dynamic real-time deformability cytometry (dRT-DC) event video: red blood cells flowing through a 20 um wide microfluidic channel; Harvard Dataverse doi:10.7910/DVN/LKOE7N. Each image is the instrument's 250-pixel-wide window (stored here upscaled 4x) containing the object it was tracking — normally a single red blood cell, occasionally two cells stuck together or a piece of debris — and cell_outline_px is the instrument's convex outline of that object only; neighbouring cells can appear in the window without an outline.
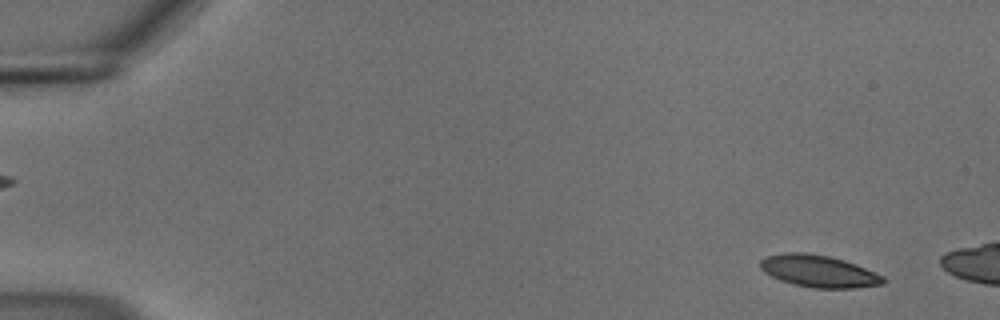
{"species": "common noctule bat (a hibernating species)", "species_latin": "Nyctalus noctula", "temperature_condition": "cold", "stored_images_in_passage": 10, "camera_frame_rate_fps": 3000, "um_per_image_px": 0.085, "animal": {"sex": "male", "body_mass_g": 18.8}, "frame": {"image": 1, "passage_image": 4, "time_ms": 1.0, "image_size_px": [1000, 320], "cell_outline_px": [[884, 284], [852, 288], [812, 288], [792, 284], [780, 280], [764, 272], [760, 268], [760, 260], [768, 256], [784, 252], [804, 252], [828, 256], [844, 260], [856, 264], [884, 276]], "centroid_in_image_um": [69.58, 23.05], "position_along_channel_um": 15.4, "area_um2": 22.95}}